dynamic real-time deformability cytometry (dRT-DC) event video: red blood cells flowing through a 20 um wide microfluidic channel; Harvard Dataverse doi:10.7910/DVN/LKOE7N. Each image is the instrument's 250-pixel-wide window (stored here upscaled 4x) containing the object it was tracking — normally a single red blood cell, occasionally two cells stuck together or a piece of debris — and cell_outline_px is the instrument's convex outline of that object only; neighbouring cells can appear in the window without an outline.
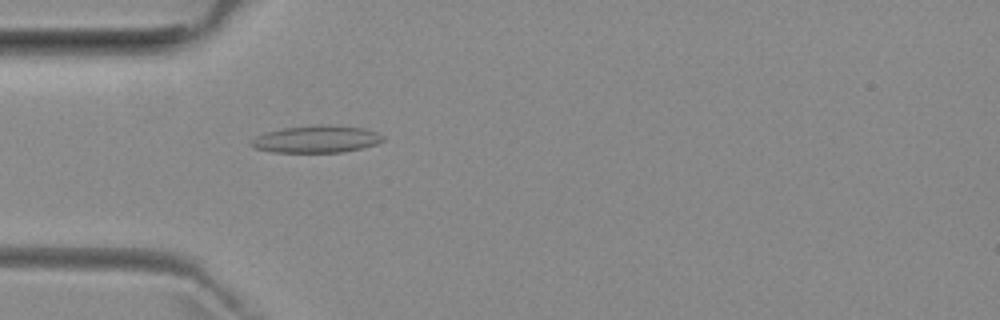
{"species": "common noctule bat (a hibernating species)", "species_latin": "Nyctalus noctula", "temperature_condition": "room temperature", "stored_images_in_passage": 51, "camera_frame_rate_fps": 3000, "um_per_image_px": 0.085, "animal": {"sex": "female", "body_mass_g": 29.2, "forearm_length_mm": 56.3}, "frame": {"image": 1, "passage_image": 15, "time_ms": 4.667, "image_size_px": [1000, 320], "cell_outline_px": [[384, 140], [376, 144], [360, 148], [340, 152], [272, 152], [256, 148], [248, 144], [256, 136], [268, 132], [284, 128], [360, 128], [376, 132], [384, 136]], "centroid_in_image_um": [26.85, 11.89], "position_along_channel_um": 58.1, "area_um2": 19.42}}
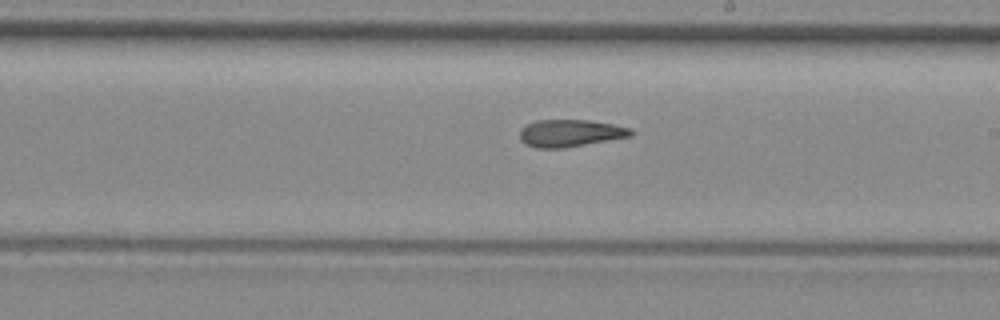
{"frame": {"image": 2, "passage_image": 29, "time_ms": 9.333, "image_size_px": [1000, 320], "cell_outline_px": [[632, 136], [564, 148], [536, 148], [524, 144], [520, 140], [520, 128], [536, 120], [588, 120], [612, 124], [632, 128]], "centroid_in_image_um": [48.44, 11.32], "position_along_channel_um": 240.6, "area_um2": 17.69}}
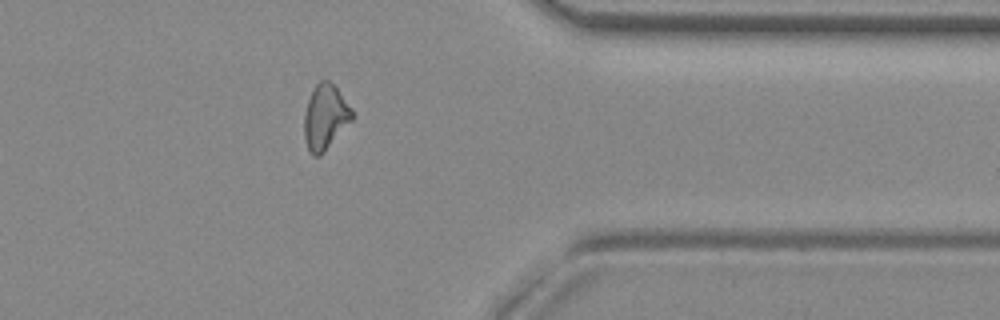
{"frame": {"image": 3, "passage_image": 41, "time_ms": 13.333, "image_size_px": [1000, 320], "cell_outline_px": [[356, 116], [324, 152], [320, 156], [312, 156], [308, 148], [304, 136], [304, 112], [308, 100], [316, 84], [320, 80], [328, 80], [336, 88], [352, 108]], "centroid_in_image_um": [27.66, 9.96], "position_along_channel_um": 383.7, "area_um2": 18.15}, "authors_computed_cell_mechanics": {"area_um2": 18.3226, "velocity_mm_per_s": 3.9662, "shape_relaxation_time_tau1_ms": null, "shape_relaxation_time_tau2_ms": 5.7314, "deformation_change_tau1": null, "deformation_change_tau2": 0.1484}}